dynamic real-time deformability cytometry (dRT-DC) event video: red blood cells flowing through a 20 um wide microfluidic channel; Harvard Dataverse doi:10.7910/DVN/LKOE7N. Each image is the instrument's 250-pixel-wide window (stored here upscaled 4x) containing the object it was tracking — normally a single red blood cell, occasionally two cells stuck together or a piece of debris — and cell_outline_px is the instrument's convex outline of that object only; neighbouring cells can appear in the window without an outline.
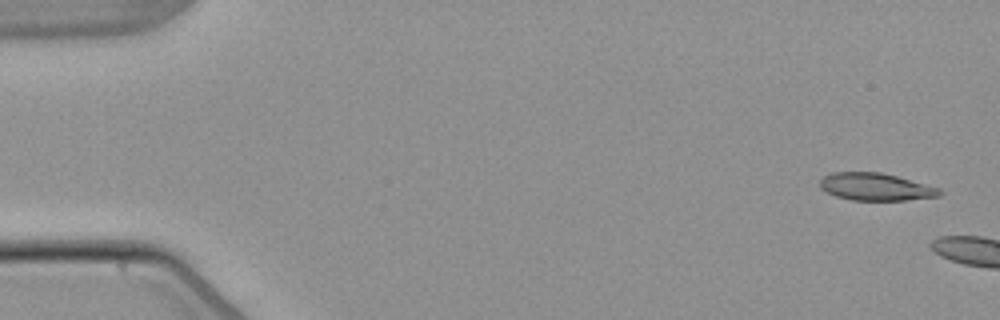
{"species": "common noctule bat (a hibernating species)", "species_latin": "Nyctalus noctula", "temperature_condition": "warm", "stored_images_in_passage": 4, "camera_frame_rate_fps": 3000, "um_per_image_px": 0.085, "animal": {"sex": "male", "body_mass_g": 21.5, "forearm_length_mm": 52.0}, "frame": {"image": 1, "passage_image": 1, "time_ms": 0.0, "image_size_px": [1000, 320], "cell_outline_px": [[944, 192], [940, 196], [904, 200], [852, 200], [836, 196], [820, 188], [820, 180], [824, 176], [832, 172], [880, 172], [896, 176], [940, 188]], "centroid_in_image_um": [74.44, 15.88], "position_along_channel_um": 10.6, "area_um2": 19.02}}